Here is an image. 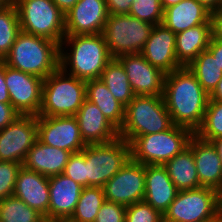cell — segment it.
Listing matches in <instances>:
<instances>
[{
	"mask_svg": "<svg viewBox=\"0 0 222 222\" xmlns=\"http://www.w3.org/2000/svg\"><path fill=\"white\" fill-rule=\"evenodd\" d=\"M4 77L10 104L20 115L38 116L42 105L44 79L14 69L4 63Z\"/></svg>",
	"mask_w": 222,
	"mask_h": 222,
	"instance_id": "11",
	"label": "cell"
},
{
	"mask_svg": "<svg viewBox=\"0 0 222 222\" xmlns=\"http://www.w3.org/2000/svg\"><path fill=\"white\" fill-rule=\"evenodd\" d=\"M219 215L222 219V188L218 191Z\"/></svg>",
	"mask_w": 222,
	"mask_h": 222,
	"instance_id": "49",
	"label": "cell"
},
{
	"mask_svg": "<svg viewBox=\"0 0 222 222\" xmlns=\"http://www.w3.org/2000/svg\"><path fill=\"white\" fill-rule=\"evenodd\" d=\"M207 50L212 54L214 59H216L222 70V40L211 38Z\"/></svg>",
	"mask_w": 222,
	"mask_h": 222,
	"instance_id": "42",
	"label": "cell"
},
{
	"mask_svg": "<svg viewBox=\"0 0 222 222\" xmlns=\"http://www.w3.org/2000/svg\"><path fill=\"white\" fill-rule=\"evenodd\" d=\"M126 206L105 201L94 222H125Z\"/></svg>",
	"mask_w": 222,
	"mask_h": 222,
	"instance_id": "38",
	"label": "cell"
},
{
	"mask_svg": "<svg viewBox=\"0 0 222 222\" xmlns=\"http://www.w3.org/2000/svg\"><path fill=\"white\" fill-rule=\"evenodd\" d=\"M63 174L86 187V158L81 151L69 156Z\"/></svg>",
	"mask_w": 222,
	"mask_h": 222,
	"instance_id": "37",
	"label": "cell"
},
{
	"mask_svg": "<svg viewBox=\"0 0 222 222\" xmlns=\"http://www.w3.org/2000/svg\"><path fill=\"white\" fill-rule=\"evenodd\" d=\"M83 188L63 173L49 177L48 221L69 219Z\"/></svg>",
	"mask_w": 222,
	"mask_h": 222,
	"instance_id": "18",
	"label": "cell"
},
{
	"mask_svg": "<svg viewBox=\"0 0 222 222\" xmlns=\"http://www.w3.org/2000/svg\"><path fill=\"white\" fill-rule=\"evenodd\" d=\"M125 222H164V216L143 200L126 206Z\"/></svg>",
	"mask_w": 222,
	"mask_h": 222,
	"instance_id": "35",
	"label": "cell"
},
{
	"mask_svg": "<svg viewBox=\"0 0 222 222\" xmlns=\"http://www.w3.org/2000/svg\"><path fill=\"white\" fill-rule=\"evenodd\" d=\"M181 0H160L162 9H166L168 7L174 6L178 4Z\"/></svg>",
	"mask_w": 222,
	"mask_h": 222,
	"instance_id": "48",
	"label": "cell"
},
{
	"mask_svg": "<svg viewBox=\"0 0 222 222\" xmlns=\"http://www.w3.org/2000/svg\"><path fill=\"white\" fill-rule=\"evenodd\" d=\"M194 133L173 125L166 131L137 136L131 143V158L143 165H164L188 146Z\"/></svg>",
	"mask_w": 222,
	"mask_h": 222,
	"instance_id": "6",
	"label": "cell"
},
{
	"mask_svg": "<svg viewBox=\"0 0 222 222\" xmlns=\"http://www.w3.org/2000/svg\"><path fill=\"white\" fill-rule=\"evenodd\" d=\"M210 12L197 0H181L164 9L162 24L177 34L200 24H211Z\"/></svg>",
	"mask_w": 222,
	"mask_h": 222,
	"instance_id": "24",
	"label": "cell"
},
{
	"mask_svg": "<svg viewBox=\"0 0 222 222\" xmlns=\"http://www.w3.org/2000/svg\"><path fill=\"white\" fill-rule=\"evenodd\" d=\"M194 134L208 142L222 137V102L208 101L203 122Z\"/></svg>",
	"mask_w": 222,
	"mask_h": 222,
	"instance_id": "33",
	"label": "cell"
},
{
	"mask_svg": "<svg viewBox=\"0 0 222 222\" xmlns=\"http://www.w3.org/2000/svg\"><path fill=\"white\" fill-rule=\"evenodd\" d=\"M173 125L162 96H135L125 107L119 137L130 144L137 136L163 132Z\"/></svg>",
	"mask_w": 222,
	"mask_h": 222,
	"instance_id": "4",
	"label": "cell"
},
{
	"mask_svg": "<svg viewBox=\"0 0 222 222\" xmlns=\"http://www.w3.org/2000/svg\"><path fill=\"white\" fill-rule=\"evenodd\" d=\"M211 143L216 148L217 153L222 161V137L212 140Z\"/></svg>",
	"mask_w": 222,
	"mask_h": 222,
	"instance_id": "47",
	"label": "cell"
},
{
	"mask_svg": "<svg viewBox=\"0 0 222 222\" xmlns=\"http://www.w3.org/2000/svg\"><path fill=\"white\" fill-rule=\"evenodd\" d=\"M20 32L18 10L15 4L0 8V61L9 53Z\"/></svg>",
	"mask_w": 222,
	"mask_h": 222,
	"instance_id": "32",
	"label": "cell"
},
{
	"mask_svg": "<svg viewBox=\"0 0 222 222\" xmlns=\"http://www.w3.org/2000/svg\"><path fill=\"white\" fill-rule=\"evenodd\" d=\"M112 59L102 34L65 36L60 43L59 67L78 79L101 78Z\"/></svg>",
	"mask_w": 222,
	"mask_h": 222,
	"instance_id": "2",
	"label": "cell"
},
{
	"mask_svg": "<svg viewBox=\"0 0 222 222\" xmlns=\"http://www.w3.org/2000/svg\"><path fill=\"white\" fill-rule=\"evenodd\" d=\"M0 103L10 104L8 87L4 77V63L0 61Z\"/></svg>",
	"mask_w": 222,
	"mask_h": 222,
	"instance_id": "43",
	"label": "cell"
},
{
	"mask_svg": "<svg viewBox=\"0 0 222 222\" xmlns=\"http://www.w3.org/2000/svg\"><path fill=\"white\" fill-rule=\"evenodd\" d=\"M188 146L193 151L196 171L200 185L216 190L222 188V161L211 142L201 140L195 134Z\"/></svg>",
	"mask_w": 222,
	"mask_h": 222,
	"instance_id": "21",
	"label": "cell"
},
{
	"mask_svg": "<svg viewBox=\"0 0 222 222\" xmlns=\"http://www.w3.org/2000/svg\"><path fill=\"white\" fill-rule=\"evenodd\" d=\"M46 222H71L68 219H64V220H51V221H46Z\"/></svg>",
	"mask_w": 222,
	"mask_h": 222,
	"instance_id": "52",
	"label": "cell"
},
{
	"mask_svg": "<svg viewBox=\"0 0 222 222\" xmlns=\"http://www.w3.org/2000/svg\"><path fill=\"white\" fill-rule=\"evenodd\" d=\"M211 39V24H200L176 34V59L182 67L189 66L207 50Z\"/></svg>",
	"mask_w": 222,
	"mask_h": 222,
	"instance_id": "25",
	"label": "cell"
},
{
	"mask_svg": "<svg viewBox=\"0 0 222 222\" xmlns=\"http://www.w3.org/2000/svg\"><path fill=\"white\" fill-rule=\"evenodd\" d=\"M86 93V99L95 104L119 131L125 119V106L113 97L106 84L100 78L87 80Z\"/></svg>",
	"mask_w": 222,
	"mask_h": 222,
	"instance_id": "26",
	"label": "cell"
},
{
	"mask_svg": "<svg viewBox=\"0 0 222 222\" xmlns=\"http://www.w3.org/2000/svg\"><path fill=\"white\" fill-rule=\"evenodd\" d=\"M60 45L48 38L21 31L9 53L2 60L6 65L46 79L59 67Z\"/></svg>",
	"mask_w": 222,
	"mask_h": 222,
	"instance_id": "3",
	"label": "cell"
},
{
	"mask_svg": "<svg viewBox=\"0 0 222 222\" xmlns=\"http://www.w3.org/2000/svg\"><path fill=\"white\" fill-rule=\"evenodd\" d=\"M211 38L222 40V9L210 12Z\"/></svg>",
	"mask_w": 222,
	"mask_h": 222,
	"instance_id": "41",
	"label": "cell"
},
{
	"mask_svg": "<svg viewBox=\"0 0 222 222\" xmlns=\"http://www.w3.org/2000/svg\"><path fill=\"white\" fill-rule=\"evenodd\" d=\"M187 68L196 76L209 95L222 79V70L208 50L202 51Z\"/></svg>",
	"mask_w": 222,
	"mask_h": 222,
	"instance_id": "29",
	"label": "cell"
},
{
	"mask_svg": "<svg viewBox=\"0 0 222 222\" xmlns=\"http://www.w3.org/2000/svg\"><path fill=\"white\" fill-rule=\"evenodd\" d=\"M100 79L106 84L113 97L125 107L135 97L128 76L116 58L106 65Z\"/></svg>",
	"mask_w": 222,
	"mask_h": 222,
	"instance_id": "28",
	"label": "cell"
},
{
	"mask_svg": "<svg viewBox=\"0 0 222 222\" xmlns=\"http://www.w3.org/2000/svg\"><path fill=\"white\" fill-rule=\"evenodd\" d=\"M162 97L173 124L195 133L203 122L209 101V94L196 76L187 67L167 73Z\"/></svg>",
	"mask_w": 222,
	"mask_h": 222,
	"instance_id": "1",
	"label": "cell"
},
{
	"mask_svg": "<svg viewBox=\"0 0 222 222\" xmlns=\"http://www.w3.org/2000/svg\"><path fill=\"white\" fill-rule=\"evenodd\" d=\"M209 100L222 102V79L218 82L214 91L209 95Z\"/></svg>",
	"mask_w": 222,
	"mask_h": 222,
	"instance_id": "45",
	"label": "cell"
},
{
	"mask_svg": "<svg viewBox=\"0 0 222 222\" xmlns=\"http://www.w3.org/2000/svg\"><path fill=\"white\" fill-rule=\"evenodd\" d=\"M163 12L160 0H134L129 14L155 26L162 24Z\"/></svg>",
	"mask_w": 222,
	"mask_h": 222,
	"instance_id": "34",
	"label": "cell"
},
{
	"mask_svg": "<svg viewBox=\"0 0 222 222\" xmlns=\"http://www.w3.org/2000/svg\"><path fill=\"white\" fill-rule=\"evenodd\" d=\"M220 8L222 9V0H220Z\"/></svg>",
	"mask_w": 222,
	"mask_h": 222,
	"instance_id": "53",
	"label": "cell"
},
{
	"mask_svg": "<svg viewBox=\"0 0 222 222\" xmlns=\"http://www.w3.org/2000/svg\"><path fill=\"white\" fill-rule=\"evenodd\" d=\"M20 115L11 104L0 103V131Z\"/></svg>",
	"mask_w": 222,
	"mask_h": 222,
	"instance_id": "40",
	"label": "cell"
},
{
	"mask_svg": "<svg viewBox=\"0 0 222 222\" xmlns=\"http://www.w3.org/2000/svg\"><path fill=\"white\" fill-rule=\"evenodd\" d=\"M204 5L209 11L220 9V0H197Z\"/></svg>",
	"mask_w": 222,
	"mask_h": 222,
	"instance_id": "46",
	"label": "cell"
},
{
	"mask_svg": "<svg viewBox=\"0 0 222 222\" xmlns=\"http://www.w3.org/2000/svg\"><path fill=\"white\" fill-rule=\"evenodd\" d=\"M75 117L82 139L87 145L108 143L119 137V131L109 122L102 111L87 99Z\"/></svg>",
	"mask_w": 222,
	"mask_h": 222,
	"instance_id": "20",
	"label": "cell"
},
{
	"mask_svg": "<svg viewBox=\"0 0 222 222\" xmlns=\"http://www.w3.org/2000/svg\"><path fill=\"white\" fill-rule=\"evenodd\" d=\"M153 26L130 14L109 15L102 35L112 58L141 53Z\"/></svg>",
	"mask_w": 222,
	"mask_h": 222,
	"instance_id": "9",
	"label": "cell"
},
{
	"mask_svg": "<svg viewBox=\"0 0 222 222\" xmlns=\"http://www.w3.org/2000/svg\"><path fill=\"white\" fill-rule=\"evenodd\" d=\"M13 195L37 210L48 221L49 177L22 166L17 175Z\"/></svg>",
	"mask_w": 222,
	"mask_h": 222,
	"instance_id": "19",
	"label": "cell"
},
{
	"mask_svg": "<svg viewBox=\"0 0 222 222\" xmlns=\"http://www.w3.org/2000/svg\"><path fill=\"white\" fill-rule=\"evenodd\" d=\"M178 191L163 165H145L146 203L164 214Z\"/></svg>",
	"mask_w": 222,
	"mask_h": 222,
	"instance_id": "22",
	"label": "cell"
},
{
	"mask_svg": "<svg viewBox=\"0 0 222 222\" xmlns=\"http://www.w3.org/2000/svg\"><path fill=\"white\" fill-rule=\"evenodd\" d=\"M81 152L86 158V187L103 188L131 158V146L121 137L108 143L88 144Z\"/></svg>",
	"mask_w": 222,
	"mask_h": 222,
	"instance_id": "7",
	"label": "cell"
},
{
	"mask_svg": "<svg viewBox=\"0 0 222 222\" xmlns=\"http://www.w3.org/2000/svg\"><path fill=\"white\" fill-rule=\"evenodd\" d=\"M72 153L57 147L49 146L37 139L28 151L22 166L47 177L64 172Z\"/></svg>",
	"mask_w": 222,
	"mask_h": 222,
	"instance_id": "23",
	"label": "cell"
},
{
	"mask_svg": "<svg viewBox=\"0 0 222 222\" xmlns=\"http://www.w3.org/2000/svg\"><path fill=\"white\" fill-rule=\"evenodd\" d=\"M108 16L106 0H79L65 14V35L102 34Z\"/></svg>",
	"mask_w": 222,
	"mask_h": 222,
	"instance_id": "16",
	"label": "cell"
},
{
	"mask_svg": "<svg viewBox=\"0 0 222 222\" xmlns=\"http://www.w3.org/2000/svg\"><path fill=\"white\" fill-rule=\"evenodd\" d=\"M134 0H106L109 15L129 14Z\"/></svg>",
	"mask_w": 222,
	"mask_h": 222,
	"instance_id": "39",
	"label": "cell"
},
{
	"mask_svg": "<svg viewBox=\"0 0 222 222\" xmlns=\"http://www.w3.org/2000/svg\"><path fill=\"white\" fill-rule=\"evenodd\" d=\"M15 0H0V8L14 4Z\"/></svg>",
	"mask_w": 222,
	"mask_h": 222,
	"instance_id": "50",
	"label": "cell"
},
{
	"mask_svg": "<svg viewBox=\"0 0 222 222\" xmlns=\"http://www.w3.org/2000/svg\"><path fill=\"white\" fill-rule=\"evenodd\" d=\"M38 139L46 145L71 153L80 152L83 141L75 116H37Z\"/></svg>",
	"mask_w": 222,
	"mask_h": 222,
	"instance_id": "14",
	"label": "cell"
},
{
	"mask_svg": "<svg viewBox=\"0 0 222 222\" xmlns=\"http://www.w3.org/2000/svg\"><path fill=\"white\" fill-rule=\"evenodd\" d=\"M106 201L102 187H84L72 216L71 222H94L101 206Z\"/></svg>",
	"mask_w": 222,
	"mask_h": 222,
	"instance_id": "30",
	"label": "cell"
},
{
	"mask_svg": "<svg viewBox=\"0 0 222 222\" xmlns=\"http://www.w3.org/2000/svg\"><path fill=\"white\" fill-rule=\"evenodd\" d=\"M107 201L124 206L144 200L145 165L132 158L110 179L104 187Z\"/></svg>",
	"mask_w": 222,
	"mask_h": 222,
	"instance_id": "13",
	"label": "cell"
},
{
	"mask_svg": "<svg viewBox=\"0 0 222 222\" xmlns=\"http://www.w3.org/2000/svg\"><path fill=\"white\" fill-rule=\"evenodd\" d=\"M52 1L65 15L79 0H52Z\"/></svg>",
	"mask_w": 222,
	"mask_h": 222,
	"instance_id": "44",
	"label": "cell"
},
{
	"mask_svg": "<svg viewBox=\"0 0 222 222\" xmlns=\"http://www.w3.org/2000/svg\"><path fill=\"white\" fill-rule=\"evenodd\" d=\"M163 166L179 191L202 187L198 179L193 151L189 146Z\"/></svg>",
	"mask_w": 222,
	"mask_h": 222,
	"instance_id": "27",
	"label": "cell"
},
{
	"mask_svg": "<svg viewBox=\"0 0 222 222\" xmlns=\"http://www.w3.org/2000/svg\"><path fill=\"white\" fill-rule=\"evenodd\" d=\"M22 164L0 161V200L14 194L16 179Z\"/></svg>",
	"mask_w": 222,
	"mask_h": 222,
	"instance_id": "36",
	"label": "cell"
},
{
	"mask_svg": "<svg viewBox=\"0 0 222 222\" xmlns=\"http://www.w3.org/2000/svg\"><path fill=\"white\" fill-rule=\"evenodd\" d=\"M21 31L59 45L65 35V15L52 0H15Z\"/></svg>",
	"mask_w": 222,
	"mask_h": 222,
	"instance_id": "8",
	"label": "cell"
},
{
	"mask_svg": "<svg viewBox=\"0 0 222 222\" xmlns=\"http://www.w3.org/2000/svg\"><path fill=\"white\" fill-rule=\"evenodd\" d=\"M2 222H46L45 217L14 195L0 200Z\"/></svg>",
	"mask_w": 222,
	"mask_h": 222,
	"instance_id": "31",
	"label": "cell"
},
{
	"mask_svg": "<svg viewBox=\"0 0 222 222\" xmlns=\"http://www.w3.org/2000/svg\"><path fill=\"white\" fill-rule=\"evenodd\" d=\"M176 34L163 24L153 26L141 52L144 58L164 73H171L182 66L176 59Z\"/></svg>",
	"mask_w": 222,
	"mask_h": 222,
	"instance_id": "17",
	"label": "cell"
},
{
	"mask_svg": "<svg viewBox=\"0 0 222 222\" xmlns=\"http://www.w3.org/2000/svg\"><path fill=\"white\" fill-rule=\"evenodd\" d=\"M201 222H222L221 216L218 214L216 217L201 221Z\"/></svg>",
	"mask_w": 222,
	"mask_h": 222,
	"instance_id": "51",
	"label": "cell"
},
{
	"mask_svg": "<svg viewBox=\"0 0 222 222\" xmlns=\"http://www.w3.org/2000/svg\"><path fill=\"white\" fill-rule=\"evenodd\" d=\"M38 139L36 115L18 117L0 131V161L23 164L28 151Z\"/></svg>",
	"mask_w": 222,
	"mask_h": 222,
	"instance_id": "12",
	"label": "cell"
},
{
	"mask_svg": "<svg viewBox=\"0 0 222 222\" xmlns=\"http://www.w3.org/2000/svg\"><path fill=\"white\" fill-rule=\"evenodd\" d=\"M218 214V190L200 187L178 191L163 216L164 222H201Z\"/></svg>",
	"mask_w": 222,
	"mask_h": 222,
	"instance_id": "10",
	"label": "cell"
},
{
	"mask_svg": "<svg viewBox=\"0 0 222 222\" xmlns=\"http://www.w3.org/2000/svg\"><path fill=\"white\" fill-rule=\"evenodd\" d=\"M86 96V81L58 67L44 79L38 116H75Z\"/></svg>",
	"mask_w": 222,
	"mask_h": 222,
	"instance_id": "5",
	"label": "cell"
},
{
	"mask_svg": "<svg viewBox=\"0 0 222 222\" xmlns=\"http://www.w3.org/2000/svg\"><path fill=\"white\" fill-rule=\"evenodd\" d=\"M116 59L123 66L135 96H162L166 73L152 66L141 53L121 55Z\"/></svg>",
	"mask_w": 222,
	"mask_h": 222,
	"instance_id": "15",
	"label": "cell"
}]
</instances>
